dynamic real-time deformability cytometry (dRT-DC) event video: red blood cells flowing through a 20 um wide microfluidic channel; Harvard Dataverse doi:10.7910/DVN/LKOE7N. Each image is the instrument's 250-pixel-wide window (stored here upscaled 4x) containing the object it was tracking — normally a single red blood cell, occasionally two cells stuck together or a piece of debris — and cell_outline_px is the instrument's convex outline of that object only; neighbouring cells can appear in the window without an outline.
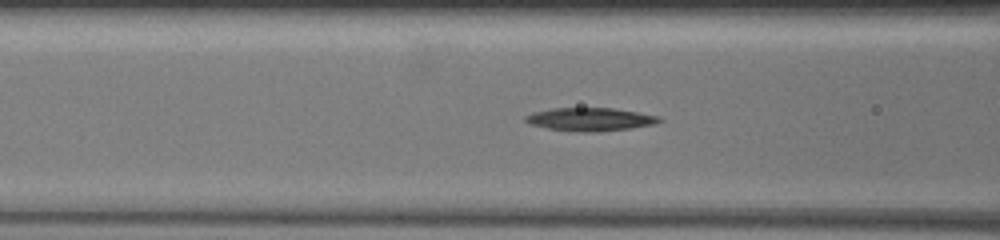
{"species": "common noctule bat (a hibernating species)", "species_latin": "Nyctalus noctula", "temperature_condition": "warm", "stored_images_in_passage": 11, "camera_frame_rate_fps": 3000, "um_per_image_px": 0.085, "animal": {"sex": "female", "body_mass_g": 19.5, "forearm_length_mm": 54.1}, "frame": {"image": 1, "passage_image": 9, "time_ms": 1.333, "image_size_px": [1000, 240], "cell_outline_px": [[664, 120], [652, 124], [628, 128], [600, 132], [576, 132], [548, 128], [532, 124], [524, 120], [524, 116], [532, 112], [552, 108], [612, 108], [660, 116]], "centroid_in_image_um": [50.14, 10.14], "position_along_channel_um": 116.5, "area_um2": 17.98}}